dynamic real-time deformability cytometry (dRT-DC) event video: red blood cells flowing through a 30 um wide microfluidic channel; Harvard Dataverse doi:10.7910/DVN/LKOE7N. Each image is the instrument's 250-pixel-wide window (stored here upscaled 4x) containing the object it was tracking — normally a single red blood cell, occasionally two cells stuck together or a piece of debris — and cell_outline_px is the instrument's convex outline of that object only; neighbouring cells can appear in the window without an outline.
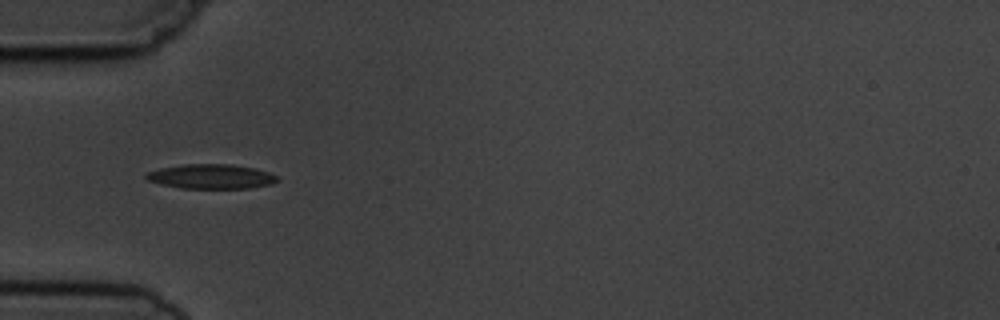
{"species": "common noctule bat (a hibernating species)", "species_latin": "Nyctalus noctula", "temperature_condition": "cold", "stored_images_in_passage": 3, "camera_frame_rate_fps": 3000, "um_per_image_px": 0.085, "animal": {"sex": "male", "body_mass_g": 19.5, "forearm_length_mm": 54.6}, "frame": {"image": 1, "passage_image": 1, "time_ms": 0.0, "image_size_px": [1000, 320], "cell_outline_px": [[280, 180], [272, 184], [248, 188], [180, 188], [148, 180], [144, 176], [148, 172], [160, 168], [184, 164], [232, 164], [256, 168], [280, 176]], "centroid_in_image_um": [18.02, 14.99], "position_along_channel_um": 67.0, "area_um2": 18.79}}
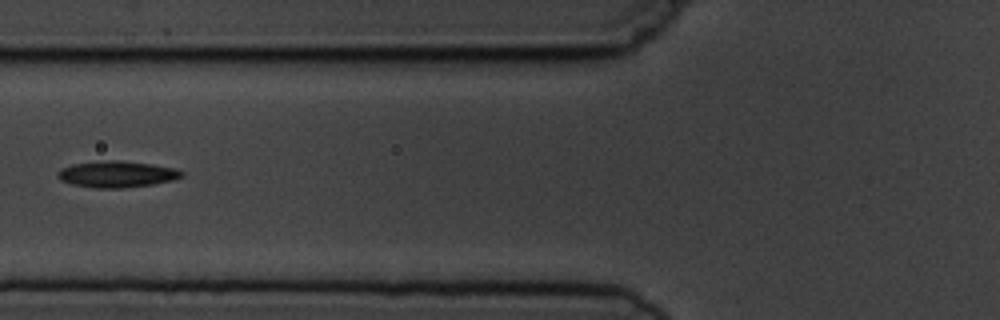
{"frame": {"image": 2, "passage_image": 2, "time_ms": 1.333, "image_size_px": [1000, 320], "cell_outline_px": [[184, 176], [176, 180], [152, 184], [124, 188], [92, 188], [72, 184], [60, 180], [56, 176], [56, 172], [60, 168], [72, 164], [108, 160], [120, 160], [152, 164], [176, 168], [184, 172]], "centroid_in_image_um": [9.94, 14.81], "position_along_channel_um": 115.9, "area_um2": 19.36}}
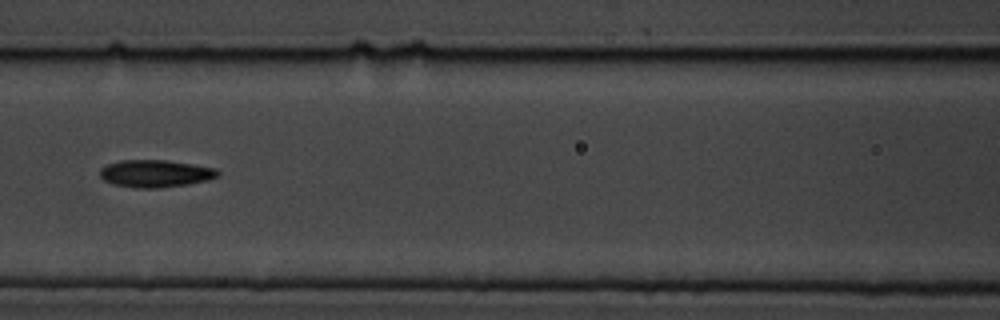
{"frame": {"image": 3, "passage_image": 3, "time_ms": 2.333, "image_size_px": [1000, 320], "cell_outline_px": [[220, 176], [208, 180], [188, 184], [156, 188], [136, 188], [112, 184], [104, 180], [100, 176], [100, 168], [108, 164], [120, 160], [168, 160], [216, 168], [220, 172]], "centroid_in_image_um": [13.22, 14.75], "position_along_channel_um": 153.4, "area_um2": 18.9}}